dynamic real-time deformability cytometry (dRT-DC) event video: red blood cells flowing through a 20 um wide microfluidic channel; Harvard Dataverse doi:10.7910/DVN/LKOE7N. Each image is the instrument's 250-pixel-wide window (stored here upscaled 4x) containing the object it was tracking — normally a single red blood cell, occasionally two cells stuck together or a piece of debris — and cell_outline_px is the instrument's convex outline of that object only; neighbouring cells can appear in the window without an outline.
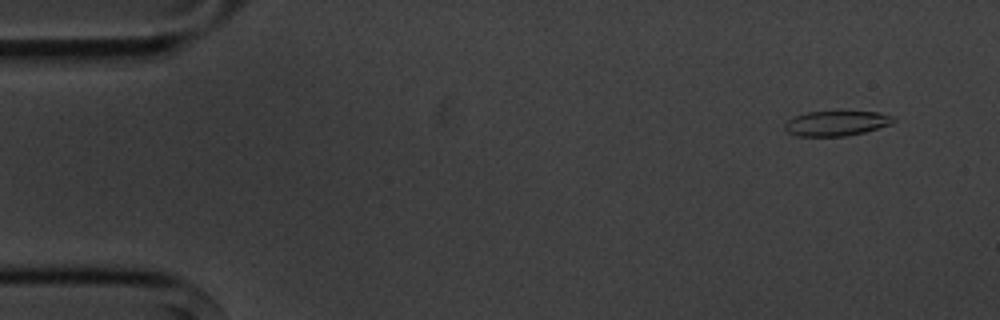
{"species": "common noctule bat (a hibernating species)", "species_latin": "Nyctalus noctula", "temperature_condition": "cold", "stored_images_in_passage": 5, "camera_frame_rate_fps": 3000, "um_per_image_px": 0.085, "animal": {"sex": "male", "body_mass_g": 20.1, "forearm_length_mm": 53.5}, "frame": {"image": 1, "passage_image": 5, "time_ms": 5.667, "image_size_px": [1000, 320], "cell_outline_px": [[896, 120], [892, 124], [864, 132], [844, 136], [796, 136], [788, 132], [784, 128], [784, 124], [788, 120], [796, 116], [808, 112], [880, 112], [896, 116]], "centroid_in_image_um": [71.13, 10.48], "position_along_channel_um": 13.9, "area_um2": 15.78}}